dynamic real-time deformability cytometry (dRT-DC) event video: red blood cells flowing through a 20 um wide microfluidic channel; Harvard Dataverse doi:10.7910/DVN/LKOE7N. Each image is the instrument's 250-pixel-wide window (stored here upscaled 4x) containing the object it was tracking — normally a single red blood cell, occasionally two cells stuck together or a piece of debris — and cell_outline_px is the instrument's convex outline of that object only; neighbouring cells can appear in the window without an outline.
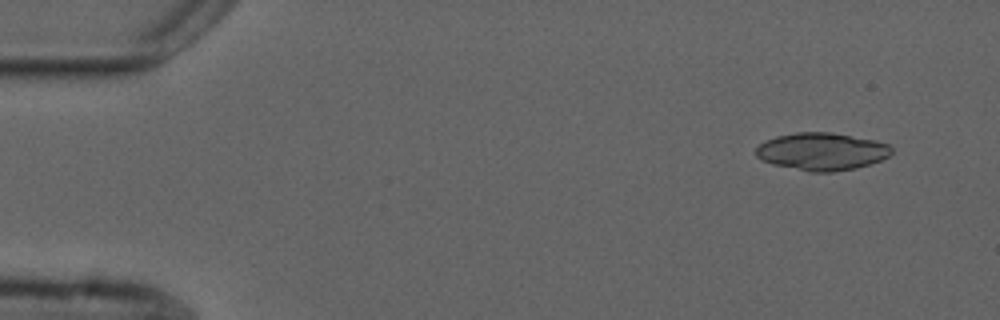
{"species": "common noctule bat (a hibernating species)", "species_latin": "Nyctalus noctula", "temperature_condition": "cold", "stored_images_in_passage": 3, "camera_frame_rate_fps": 3000, "um_per_image_px": 0.085, "animal": {"sex": "male", "forearm_length_mm": 52.5}, "frame": {"image": 1, "passage_image": 3, "time_ms": 2.333, "image_size_px": [1000, 320], "cell_outline_px": [[892, 152], [888, 156], [880, 160], [856, 168], [832, 172], [812, 172], [772, 164], [756, 156], [756, 148], [764, 140], [776, 136], [796, 132], [832, 132], [876, 140], [888, 144], [892, 148]], "centroid_in_image_um": [69.85, 12.86], "position_along_channel_um": 15.1, "area_um2": 29.65}}